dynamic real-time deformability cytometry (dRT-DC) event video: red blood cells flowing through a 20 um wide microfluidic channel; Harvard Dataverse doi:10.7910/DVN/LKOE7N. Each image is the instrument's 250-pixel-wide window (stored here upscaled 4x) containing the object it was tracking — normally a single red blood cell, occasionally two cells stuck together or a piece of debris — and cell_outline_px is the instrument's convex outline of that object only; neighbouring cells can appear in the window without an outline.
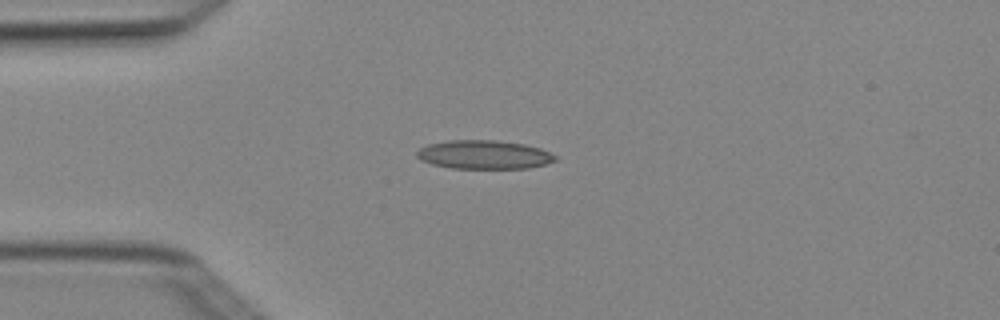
{"species": "Egyptian fruit bat (a non-hibernating species)", "species_latin": "Rousettus aegyptiacus", "temperature_condition": "cold", "stored_images_in_passage": 4, "camera_frame_rate_fps": 3000, "um_per_image_px": 0.085, "animal": {"sex": "female"}, "frame": {"image": 1, "passage_image": 4, "time_ms": 1.0, "image_size_px": [1000, 320], "cell_outline_px": [[556, 160], [544, 164], [528, 168], [452, 168], [432, 164], [420, 160], [416, 156], [416, 152], [420, 148], [428, 144], [448, 140], [496, 140], [524, 144], [540, 148], [556, 156]], "centroid_in_image_um": [41.1, 13.14], "position_along_channel_um": 43.9, "area_um2": 23.06}}